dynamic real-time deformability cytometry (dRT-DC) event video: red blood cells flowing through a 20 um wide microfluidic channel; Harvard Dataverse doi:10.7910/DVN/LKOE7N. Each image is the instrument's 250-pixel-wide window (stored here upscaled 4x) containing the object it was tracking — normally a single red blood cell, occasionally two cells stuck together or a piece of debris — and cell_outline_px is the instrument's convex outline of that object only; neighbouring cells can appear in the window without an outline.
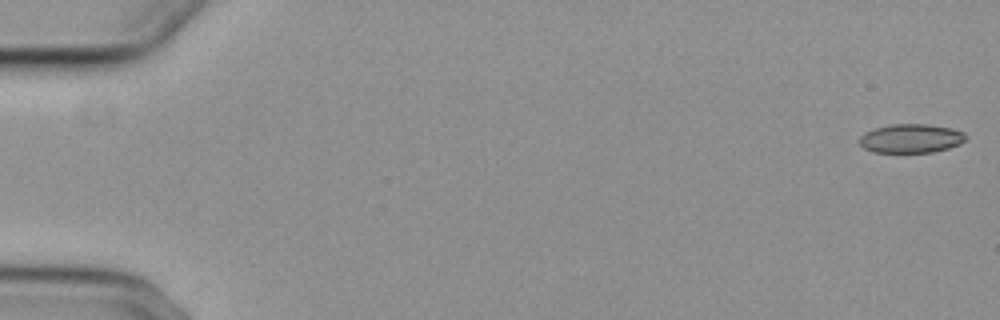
{"species": "common noctule bat (a hibernating species)", "species_latin": "Nyctalus noctula", "temperature_condition": "cold", "stored_images_in_passage": 52, "camera_frame_rate_fps": 3000, "um_per_image_px": 0.085, "animal": {"sex": "female", "body_mass_g": 29.2, "forearm_length_mm": 56.3}, "frame": {"image": 1, "passage_image": 1, "time_ms": 0.0, "image_size_px": [1000, 320], "cell_outline_px": [[968, 136], [960, 144], [948, 148], [932, 152], [872, 152], [864, 148], [860, 144], [860, 136], [864, 132], [872, 128], [892, 124], [928, 124], [952, 128], [964, 132]], "centroid_in_image_um": [77.43, 11.76], "position_along_channel_um": 7.6, "area_um2": 18.03}}
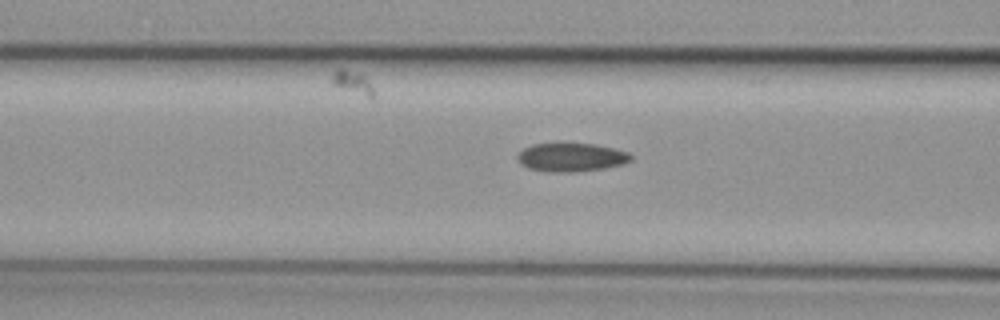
{"frame": {"image": 2, "passage_image": 23, "time_ms": 7.333, "image_size_px": [1000, 320], "cell_outline_px": [[632, 160], [624, 164], [604, 168], [572, 172], [556, 172], [528, 168], [520, 164], [516, 156], [524, 148], [532, 144], [560, 140], [564, 140], [596, 144], [628, 152], [632, 156]], "centroid_in_image_um": [48.53, 13.31], "position_along_channel_um": 118.1, "area_um2": 19.65}}
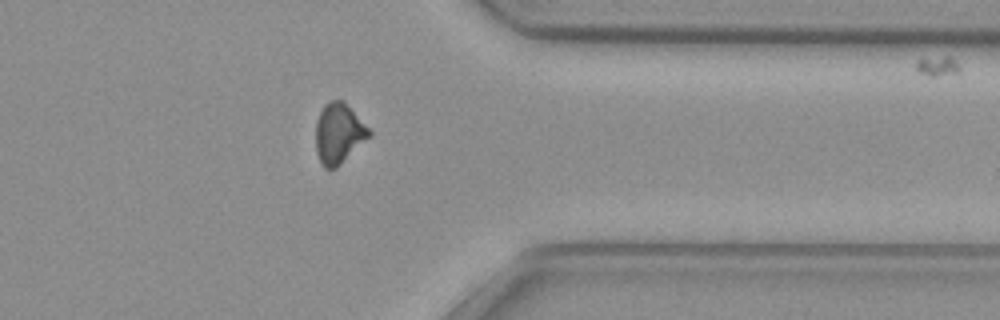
{"frame": {"image": 3, "passage_image": 45, "time_ms": 14.667, "image_size_px": [1000, 320], "cell_outline_px": [[372, 136], [336, 168], [324, 168], [320, 164], [316, 152], [316, 120], [324, 104], [328, 100], [344, 100], [372, 132]], "centroid_in_image_um": [28.79, 11.34], "position_along_channel_um": 382.6, "area_um2": 19.02}, "authors_computed_cell_mechanics": {"area_um2": 18.9006, "velocity_mm_per_s": 3.7224, "shape_relaxation_time_tau1_ms": null, "shape_relaxation_time_tau2_ms": 3.9379, "deformation_change_tau1": null, "deformation_change_tau2": 0.0918}}